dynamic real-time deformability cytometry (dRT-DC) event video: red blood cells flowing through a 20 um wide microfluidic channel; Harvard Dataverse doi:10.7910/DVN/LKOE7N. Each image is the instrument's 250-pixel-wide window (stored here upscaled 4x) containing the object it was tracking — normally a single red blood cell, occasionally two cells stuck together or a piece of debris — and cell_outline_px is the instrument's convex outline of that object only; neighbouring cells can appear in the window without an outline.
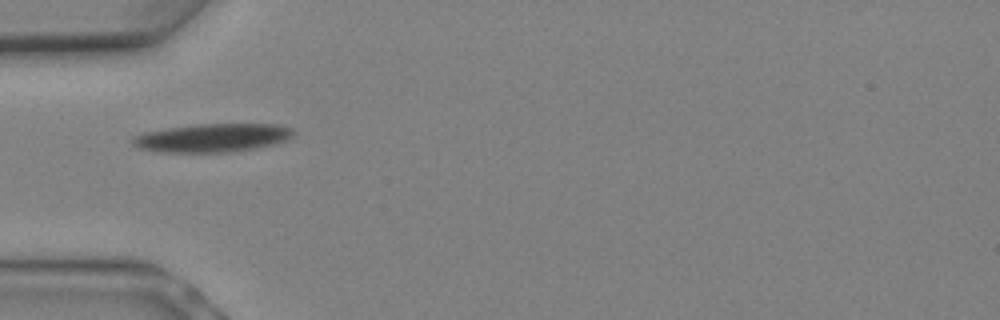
{"species": "Egyptian fruit bat (a non-hibernating species)", "species_latin": "Rousettus aegyptiacus", "temperature_condition": "warm", "stored_images_in_passage": 2, "camera_frame_rate_fps": 3000, "um_per_image_px": 0.085, "animal": {"sex": "female"}, "frame": {"image": 1, "passage_image": 1, "time_ms": 0.0, "image_size_px": [1000, 320], "cell_outline_px": [[296, 132], [288, 140], [276, 144], [256, 148], [232, 152], [160, 152], [140, 148], [132, 144], [132, 136], [144, 132], [168, 128], [196, 124], [276, 124], [292, 128]], "centroid_in_image_um": [18.09, 11.71], "position_along_channel_um": 66.9, "area_um2": 26.82}}